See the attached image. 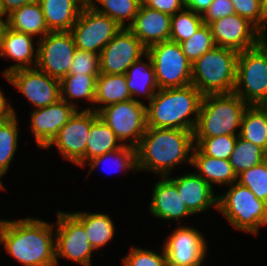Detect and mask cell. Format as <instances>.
Returning <instances> with one entry per match:
<instances>
[{
    "label": "cell",
    "mask_w": 267,
    "mask_h": 266,
    "mask_svg": "<svg viewBox=\"0 0 267 266\" xmlns=\"http://www.w3.org/2000/svg\"><path fill=\"white\" fill-rule=\"evenodd\" d=\"M0 247L22 266H56L54 222L32 215L1 219Z\"/></svg>",
    "instance_id": "1"
},
{
    "label": "cell",
    "mask_w": 267,
    "mask_h": 266,
    "mask_svg": "<svg viewBox=\"0 0 267 266\" xmlns=\"http://www.w3.org/2000/svg\"><path fill=\"white\" fill-rule=\"evenodd\" d=\"M194 146L193 131L147 127L136 147L138 172L166 177L178 166L190 167Z\"/></svg>",
    "instance_id": "2"
},
{
    "label": "cell",
    "mask_w": 267,
    "mask_h": 266,
    "mask_svg": "<svg viewBox=\"0 0 267 266\" xmlns=\"http://www.w3.org/2000/svg\"><path fill=\"white\" fill-rule=\"evenodd\" d=\"M203 95L194 86L159 89L146 102L147 127L184 129L196 127Z\"/></svg>",
    "instance_id": "3"
},
{
    "label": "cell",
    "mask_w": 267,
    "mask_h": 266,
    "mask_svg": "<svg viewBox=\"0 0 267 266\" xmlns=\"http://www.w3.org/2000/svg\"><path fill=\"white\" fill-rule=\"evenodd\" d=\"M248 106L234 92L203 96L194 138L239 135L242 117Z\"/></svg>",
    "instance_id": "4"
},
{
    "label": "cell",
    "mask_w": 267,
    "mask_h": 266,
    "mask_svg": "<svg viewBox=\"0 0 267 266\" xmlns=\"http://www.w3.org/2000/svg\"><path fill=\"white\" fill-rule=\"evenodd\" d=\"M217 195V211L235 230L257 237L267 226V203L257 199L248 187L236 181Z\"/></svg>",
    "instance_id": "5"
},
{
    "label": "cell",
    "mask_w": 267,
    "mask_h": 266,
    "mask_svg": "<svg viewBox=\"0 0 267 266\" xmlns=\"http://www.w3.org/2000/svg\"><path fill=\"white\" fill-rule=\"evenodd\" d=\"M239 52L215 46L192 63L191 84L203 96L233 93Z\"/></svg>",
    "instance_id": "6"
},
{
    "label": "cell",
    "mask_w": 267,
    "mask_h": 266,
    "mask_svg": "<svg viewBox=\"0 0 267 266\" xmlns=\"http://www.w3.org/2000/svg\"><path fill=\"white\" fill-rule=\"evenodd\" d=\"M233 92L248 105H267V37L239 52Z\"/></svg>",
    "instance_id": "7"
},
{
    "label": "cell",
    "mask_w": 267,
    "mask_h": 266,
    "mask_svg": "<svg viewBox=\"0 0 267 266\" xmlns=\"http://www.w3.org/2000/svg\"><path fill=\"white\" fill-rule=\"evenodd\" d=\"M55 227V258L56 266L60 260L71 261L80 266H93L92 247L84 225L69 211H56Z\"/></svg>",
    "instance_id": "8"
},
{
    "label": "cell",
    "mask_w": 267,
    "mask_h": 266,
    "mask_svg": "<svg viewBox=\"0 0 267 266\" xmlns=\"http://www.w3.org/2000/svg\"><path fill=\"white\" fill-rule=\"evenodd\" d=\"M147 54L151 57L159 89L191 85L192 64L179 43L170 40L156 43L147 48Z\"/></svg>",
    "instance_id": "9"
},
{
    "label": "cell",
    "mask_w": 267,
    "mask_h": 266,
    "mask_svg": "<svg viewBox=\"0 0 267 266\" xmlns=\"http://www.w3.org/2000/svg\"><path fill=\"white\" fill-rule=\"evenodd\" d=\"M98 115L123 145L136 148L147 129L145 102L131 99L114 103L102 108Z\"/></svg>",
    "instance_id": "10"
},
{
    "label": "cell",
    "mask_w": 267,
    "mask_h": 266,
    "mask_svg": "<svg viewBox=\"0 0 267 266\" xmlns=\"http://www.w3.org/2000/svg\"><path fill=\"white\" fill-rule=\"evenodd\" d=\"M93 123L94 110H76L44 150L55 147L58 154L63 157L61 159L83 168L88 135Z\"/></svg>",
    "instance_id": "11"
},
{
    "label": "cell",
    "mask_w": 267,
    "mask_h": 266,
    "mask_svg": "<svg viewBox=\"0 0 267 266\" xmlns=\"http://www.w3.org/2000/svg\"><path fill=\"white\" fill-rule=\"evenodd\" d=\"M204 235L202 230L190 224L177 225L161 244L167 260L183 266H202L209 255V244Z\"/></svg>",
    "instance_id": "12"
},
{
    "label": "cell",
    "mask_w": 267,
    "mask_h": 266,
    "mask_svg": "<svg viewBox=\"0 0 267 266\" xmlns=\"http://www.w3.org/2000/svg\"><path fill=\"white\" fill-rule=\"evenodd\" d=\"M122 27L94 8L82 9L70 33L77 49L100 54Z\"/></svg>",
    "instance_id": "13"
},
{
    "label": "cell",
    "mask_w": 267,
    "mask_h": 266,
    "mask_svg": "<svg viewBox=\"0 0 267 266\" xmlns=\"http://www.w3.org/2000/svg\"><path fill=\"white\" fill-rule=\"evenodd\" d=\"M76 50L70 31L49 32L38 40L36 68L61 81L69 74Z\"/></svg>",
    "instance_id": "14"
},
{
    "label": "cell",
    "mask_w": 267,
    "mask_h": 266,
    "mask_svg": "<svg viewBox=\"0 0 267 266\" xmlns=\"http://www.w3.org/2000/svg\"><path fill=\"white\" fill-rule=\"evenodd\" d=\"M2 77L29 101L31 109L46 107L61 99L60 81L36 67L19 69Z\"/></svg>",
    "instance_id": "15"
},
{
    "label": "cell",
    "mask_w": 267,
    "mask_h": 266,
    "mask_svg": "<svg viewBox=\"0 0 267 266\" xmlns=\"http://www.w3.org/2000/svg\"><path fill=\"white\" fill-rule=\"evenodd\" d=\"M146 53L142 42L128 28H122L99 54L100 74H125Z\"/></svg>",
    "instance_id": "16"
},
{
    "label": "cell",
    "mask_w": 267,
    "mask_h": 266,
    "mask_svg": "<svg viewBox=\"0 0 267 266\" xmlns=\"http://www.w3.org/2000/svg\"><path fill=\"white\" fill-rule=\"evenodd\" d=\"M216 46L237 52L256 47L265 36L247 19L231 14L209 24Z\"/></svg>",
    "instance_id": "17"
},
{
    "label": "cell",
    "mask_w": 267,
    "mask_h": 266,
    "mask_svg": "<svg viewBox=\"0 0 267 266\" xmlns=\"http://www.w3.org/2000/svg\"><path fill=\"white\" fill-rule=\"evenodd\" d=\"M77 109L63 99L57 102L32 109L30 124L28 125L33 135L36 146L44 149L57 135L59 130L69 121Z\"/></svg>",
    "instance_id": "18"
},
{
    "label": "cell",
    "mask_w": 267,
    "mask_h": 266,
    "mask_svg": "<svg viewBox=\"0 0 267 266\" xmlns=\"http://www.w3.org/2000/svg\"><path fill=\"white\" fill-rule=\"evenodd\" d=\"M190 172V173H189ZM179 176H166L177 188L178 194L181 196L183 203L188 210L196 216V214H204L209 209L217 212L218 195L201 176L195 171H189Z\"/></svg>",
    "instance_id": "19"
},
{
    "label": "cell",
    "mask_w": 267,
    "mask_h": 266,
    "mask_svg": "<svg viewBox=\"0 0 267 266\" xmlns=\"http://www.w3.org/2000/svg\"><path fill=\"white\" fill-rule=\"evenodd\" d=\"M152 187L151 200L148 205L149 214L157 220L165 222L177 221L183 225V218L192 217V213L183 203L176 186L167 177H158Z\"/></svg>",
    "instance_id": "20"
},
{
    "label": "cell",
    "mask_w": 267,
    "mask_h": 266,
    "mask_svg": "<svg viewBox=\"0 0 267 266\" xmlns=\"http://www.w3.org/2000/svg\"><path fill=\"white\" fill-rule=\"evenodd\" d=\"M26 33L7 28L3 37L0 57L14 61L1 73L9 75L11 72L34 68L37 63L38 40ZM36 42V44H35Z\"/></svg>",
    "instance_id": "21"
},
{
    "label": "cell",
    "mask_w": 267,
    "mask_h": 266,
    "mask_svg": "<svg viewBox=\"0 0 267 266\" xmlns=\"http://www.w3.org/2000/svg\"><path fill=\"white\" fill-rule=\"evenodd\" d=\"M127 28L148 48L170 40L171 16L141 3L137 15Z\"/></svg>",
    "instance_id": "22"
},
{
    "label": "cell",
    "mask_w": 267,
    "mask_h": 266,
    "mask_svg": "<svg viewBox=\"0 0 267 266\" xmlns=\"http://www.w3.org/2000/svg\"><path fill=\"white\" fill-rule=\"evenodd\" d=\"M201 176L213 189L215 187H226L237 181L229 160L216 159L203 155L195 146L192 151L191 167Z\"/></svg>",
    "instance_id": "23"
},
{
    "label": "cell",
    "mask_w": 267,
    "mask_h": 266,
    "mask_svg": "<svg viewBox=\"0 0 267 266\" xmlns=\"http://www.w3.org/2000/svg\"><path fill=\"white\" fill-rule=\"evenodd\" d=\"M125 75L129 92L132 99L136 101L144 102L143 100L146 99L149 102L159 90L153 63L147 53L135 61ZM141 97L143 100L140 99Z\"/></svg>",
    "instance_id": "24"
},
{
    "label": "cell",
    "mask_w": 267,
    "mask_h": 266,
    "mask_svg": "<svg viewBox=\"0 0 267 266\" xmlns=\"http://www.w3.org/2000/svg\"><path fill=\"white\" fill-rule=\"evenodd\" d=\"M83 225L87 237L94 248L98 251L106 244H110L115 235V222L105 212H89L88 210L71 212Z\"/></svg>",
    "instance_id": "25"
},
{
    "label": "cell",
    "mask_w": 267,
    "mask_h": 266,
    "mask_svg": "<svg viewBox=\"0 0 267 266\" xmlns=\"http://www.w3.org/2000/svg\"><path fill=\"white\" fill-rule=\"evenodd\" d=\"M8 28L26 33L37 40L45 37L48 30L40 3L32 2L14 10L6 17Z\"/></svg>",
    "instance_id": "26"
},
{
    "label": "cell",
    "mask_w": 267,
    "mask_h": 266,
    "mask_svg": "<svg viewBox=\"0 0 267 266\" xmlns=\"http://www.w3.org/2000/svg\"><path fill=\"white\" fill-rule=\"evenodd\" d=\"M99 75L68 74L60 81L61 99L73 105L77 110L84 100L88 105L84 109L94 110L96 78ZM89 104H88V103Z\"/></svg>",
    "instance_id": "27"
},
{
    "label": "cell",
    "mask_w": 267,
    "mask_h": 266,
    "mask_svg": "<svg viewBox=\"0 0 267 266\" xmlns=\"http://www.w3.org/2000/svg\"><path fill=\"white\" fill-rule=\"evenodd\" d=\"M50 32L70 31L82 8L73 0H38Z\"/></svg>",
    "instance_id": "28"
},
{
    "label": "cell",
    "mask_w": 267,
    "mask_h": 266,
    "mask_svg": "<svg viewBox=\"0 0 267 266\" xmlns=\"http://www.w3.org/2000/svg\"><path fill=\"white\" fill-rule=\"evenodd\" d=\"M125 74H99L96 78L94 111L105 106L131 100Z\"/></svg>",
    "instance_id": "29"
},
{
    "label": "cell",
    "mask_w": 267,
    "mask_h": 266,
    "mask_svg": "<svg viewBox=\"0 0 267 266\" xmlns=\"http://www.w3.org/2000/svg\"><path fill=\"white\" fill-rule=\"evenodd\" d=\"M123 144L112 129L94 111L85 153V164L95 157L121 148Z\"/></svg>",
    "instance_id": "30"
},
{
    "label": "cell",
    "mask_w": 267,
    "mask_h": 266,
    "mask_svg": "<svg viewBox=\"0 0 267 266\" xmlns=\"http://www.w3.org/2000/svg\"><path fill=\"white\" fill-rule=\"evenodd\" d=\"M104 164L106 165L110 164L109 167H112L111 170L114 169L112 170V172L117 170L116 172H121L123 175L124 172H125L124 174H127L132 170V172H135L137 174L138 167H137L136 148L129 145H123L121 148L117 150L93 158L92 160L87 162L83 167V169L86 168L87 166L89 167L85 179H88L87 177H89L93 171L100 168V166H102V168L104 167L106 170L108 166L106 167L104 166Z\"/></svg>",
    "instance_id": "31"
},
{
    "label": "cell",
    "mask_w": 267,
    "mask_h": 266,
    "mask_svg": "<svg viewBox=\"0 0 267 266\" xmlns=\"http://www.w3.org/2000/svg\"><path fill=\"white\" fill-rule=\"evenodd\" d=\"M239 136L267 152V105H249L245 110Z\"/></svg>",
    "instance_id": "32"
},
{
    "label": "cell",
    "mask_w": 267,
    "mask_h": 266,
    "mask_svg": "<svg viewBox=\"0 0 267 266\" xmlns=\"http://www.w3.org/2000/svg\"><path fill=\"white\" fill-rule=\"evenodd\" d=\"M19 123L17 115L0 121V175L8 174L19 146Z\"/></svg>",
    "instance_id": "33"
},
{
    "label": "cell",
    "mask_w": 267,
    "mask_h": 266,
    "mask_svg": "<svg viewBox=\"0 0 267 266\" xmlns=\"http://www.w3.org/2000/svg\"><path fill=\"white\" fill-rule=\"evenodd\" d=\"M142 0H95L93 8L127 28L137 15Z\"/></svg>",
    "instance_id": "34"
},
{
    "label": "cell",
    "mask_w": 267,
    "mask_h": 266,
    "mask_svg": "<svg viewBox=\"0 0 267 266\" xmlns=\"http://www.w3.org/2000/svg\"><path fill=\"white\" fill-rule=\"evenodd\" d=\"M266 152L257 145L237 137L232 154L229 158L230 164L236 175L250 169L265 160Z\"/></svg>",
    "instance_id": "35"
},
{
    "label": "cell",
    "mask_w": 267,
    "mask_h": 266,
    "mask_svg": "<svg viewBox=\"0 0 267 266\" xmlns=\"http://www.w3.org/2000/svg\"><path fill=\"white\" fill-rule=\"evenodd\" d=\"M201 14L184 8L171 16L170 41L181 43L191 38L203 24Z\"/></svg>",
    "instance_id": "36"
},
{
    "label": "cell",
    "mask_w": 267,
    "mask_h": 266,
    "mask_svg": "<svg viewBox=\"0 0 267 266\" xmlns=\"http://www.w3.org/2000/svg\"><path fill=\"white\" fill-rule=\"evenodd\" d=\"M237 137L238 135H221L212 138H194V145L203 155L229 160Z\"/></svg>",
    "instance_id": "37"
},
{
    "label": "cell",
    "mask_w": 267,
    "mask_h": 266,
    "mask_svg": "<svg viewBox=\"0 0 267 266\" xmlns=\"http://www.w3.org/2000/svg\"><path fill=\"white\" fill-rule=\"evenodd\" d=\"M180 45L191 64L216 46L210 26L204 23L191 38L181 42Z\"/></svg>",
    "instance_id": "38"
},
{
    "label": "cell",
    "mask_w": 267,
    "mask_h": 266,
    "mask_svg": "<svg viewBox=\"0 0 267 266\" xmlns=\"http://www.w3.org/2000/svg\"><path fill=\"white\" fill-rule=\"evenodd\" d=\"M237 182L248 187L257 199L267 203V161L243 171L237 176Z\"/></svg>",
    "instance_id": "39"
},
{
    "label": "cell",
    "mask_w": 267,
    "mask_h": 266,
    "mask_svg": "<svg viewBox=\"0 0 267 266\" xmlns=\"http://www.w3.org/2000/svg\"><path fill=\"white\" fill-rule=\"evenodd\" d=\"M162 247V249H161ZM160 252L148 248L131 245L126 256L122 257V266H164L167 256L161 246Z\"/></svg>",
    "instance_id": "40"
},
{
    "label": "cell",
    "mask_w": 267,
    "mask_h": 266,
    "mask_svg": "<svg viewBox=\"0 0 267 266\" xmlns=\"http://www.w3.org/2000/svg\"><path fill=\"white\" fill-rule=\"evenodd\" d=\"M69 74L99 75V54L77 49L69 69Z\"/></svg>",
    "instance_id": "41"
},
{
    "label": "cell",
    "mask_w": 267,
    "mask_h": 266,
    "mask_svg": "<svg viewBox=\"0 0 267 266\" xmlns=\"http://www.w3.org/2000/svg\"><path fill=\"white\" fill-rule=\"evenodd\" d=\"M235 14L247 19L262 33L260 0H231Z\"/></svg>",
    "instance_id": "42"
},
{
    "label": "cell",
    "mask_w": 267,
    "mask_h": 266,
    "mask_svg": "<svg viewBox=\"0 0 267 266\" xmlns=\"http://www.w3.org/2000/svg\"><path fill=\"white\" fill-rule=\"evenodd\" d=\"M235 14L231 0H213L207 11L202 15L204 24Z\"/></svg>",
    "instance_id": "43"
},
{
    "label": "cell",
    "mask_w": 267,
    "mask_h": 266,
    "mask_svg": "<svg viewBox=\"0 0 267 266\" xmlns=\"http://www.w3.org/2000/svg\"><path fill=\"white\" fill-rule=\"evenodd\" d=\"M142 3L151 9L163 12L170 16L185 8L183 0H142Z\"/></svg>",
    "instance_id": "44"
},
{
    "label": "cell",
    "mask_w": 267,
    "mask_h": 266,
    "mask_svg": "<svg viewBox=\"0 0 267 266\" xmlns=\"http://www.w3.org/2000/svg\"><path fill=\"white\" fill-rule=\"evenodd\" d=\"M37 1L38 0H0V15L1 17L6 18L21 6Z\"/></svg>",
    "instance_id": "45"
},
{
    "label": "cell",
    "mask_w": 267,
    "mask_h": 266,
    "mask_svg": "<svg viewBox=\"0 0 267 266\" xmlns=\"http://www.w3.org/2000/svg\"><path fill=\"white\" fill-rule=\"evenodd\" d=\"M4 93L0 87V121L10 118L13 114L17 115V110L12 106L13 104L9 102Z\"/></svg>",
    "instance_id": "46"
},
{
    "label": "cell",
    "mask_w": 267,
    "mask_h": 266,
    "mask_svg": "<svg viewBox=\"0 0 267 266\" xmlns=\"http://www.w3.org/2000/svg\"><path fill=\"white\" fill-rule=\"evenodd\" d=\"M213 0H183L185 8L193 10L195 13L203 15Z\"/></svg>",
    "instance_id": "47"
},
{
    "label": "cell",
    "mask_w": 267,
    "mask_h": 266,
    "mask_svg": "<svg viewBox=\"0 0 267 266\" xmlns=\"http://www.w3.org/2000/svg\"><path fill=\"white\" fill-rule=\"evenodd\" d=\"M262 11V34L267 37V0H260Z\"/></svg>",
    "instance_id": "48"
},
{
    "label": "cell",
    "mask_w": 267,
    "mask_h": 266,
    "mask_svg": "<svg viewBox=\"0 0 267 266\" xmlns=\"http://www.w3.org/2000/svg\"><path fill=\"white\" fill-rule=\"evenodd\" d=\"M7 28L8 24L6 18L0 17V54L2 50L3 37Z\"/></svg>",
    "instance_id": "49"
},
{
    "label": "cell",
    "mask_w": 267,
    "mask_h": 266,
    "mask_svg": "<svg viewBox=\"0 0 267 266\" xmlns=\"http://www.w3.org/2000/svg\"><path fill=\"white\" fill-rule=\"evenodd\" d=\"M76 2L82 9L93 8L95 0H73Z\"/></svg>",
    "instance_id": "50"
},
{
    "label": "cell",
    "mask_w": 267,
    "mask_h": 266,
    "mask_svg": "<svg viewBox=\"0 0 267 266\" xmlns=\"http://www.w3.org/2000/svg\"><path fill=\"white\" fill-rule=\"evenodd\" d=\"M2 179H3V177L0 175V190L7 191L8 189H6Z\"/></svg>",
    "instance_id": "51"
},
{
    "label": "cell",
    "mask_w": 267,
    "mask_h": 266,
    "mask_svg": "<svg viewBox=\"0 0 267 266\" xmlns=\"http://www.w3.org/2000/svg\"><path fill=\"white\" fill-rule=\"evenodd\" d=\"M164 266H183V265L174 264V263L170 262L169 260H166L164 263Z\"/></svg>",
    "instance_id": "52"
}]
</instances>
